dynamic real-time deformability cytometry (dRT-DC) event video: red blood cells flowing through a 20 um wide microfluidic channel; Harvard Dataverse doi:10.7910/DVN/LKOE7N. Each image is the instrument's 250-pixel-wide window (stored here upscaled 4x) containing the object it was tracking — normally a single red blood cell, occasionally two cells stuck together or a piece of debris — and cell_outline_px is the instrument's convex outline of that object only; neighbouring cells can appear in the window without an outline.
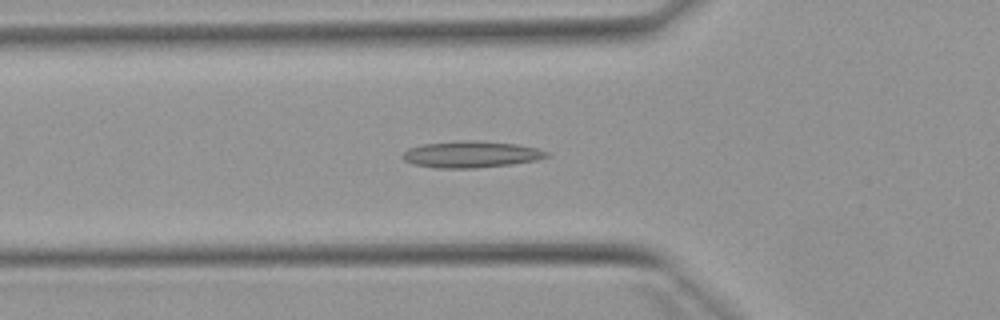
{"species": "Egyptian fruit bat (a non-hibernating species)", "species_latin": "Rousettus aegyptiacus", "temperature_condition": "warm", "stored_images_in_passage": 50, "camera_frame_rate_fps": 3000, "um_per_image_px": 0.085, "animal": {"sex": "female"}, "frame": {"image": 1, "passage_image": 16, "time_ms": 5.0, "image_size_px": [1000, 320], "cell_outline_px": [[548, 156], [536, 160], [512, 164], [476, 168], [436, 168], [416, 164], [404, 160], [400, 156], [408, 148], [424, 144], [464, 140], [476, 140], [516, 144], [536, 148], [548, 152]], "centroid_in_image_um": [40.03, 13.12], "position_along_channel_um": 85.8, "area_um2": 22.14}}
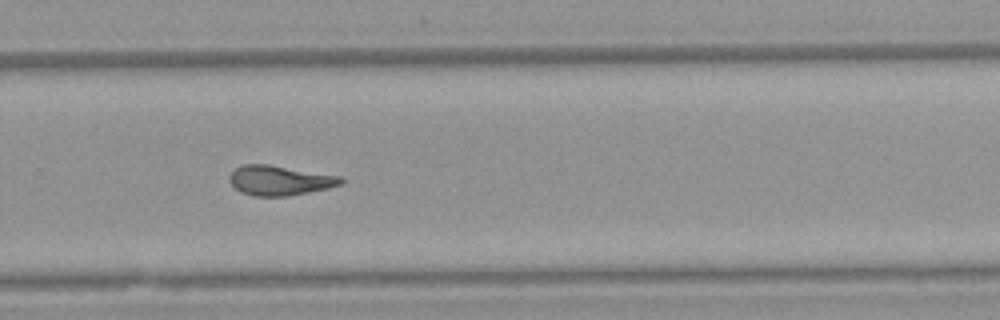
{"frame": {"image": 2, "passage_image": 33, "time_ms": 10.667, "image_size_px": [1000, 320], "cell_outline_px": [[344, 184], [328, 188], [288, 196], [252, 196], [240, 192], [228, 180], [228, 176], [236, 168], [244, 164], [268, 164], [340, 176], [344, 180]], "centroid_in_image_um": [23.77, 15.34], "position_along_channel_um": 306.0, "area_um2": 19.36}}
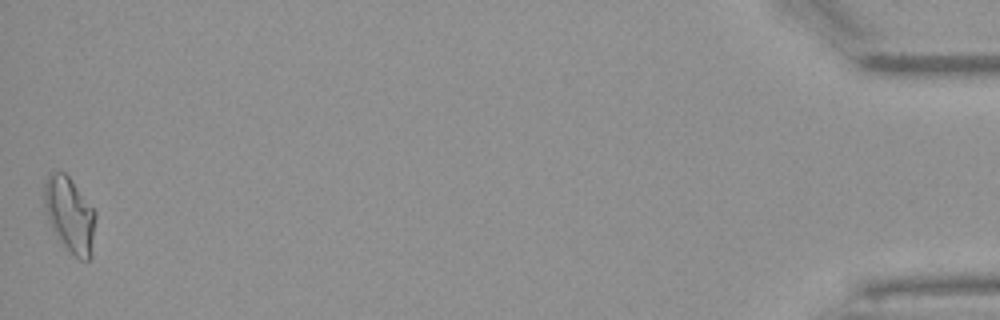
{"frame": {"image": 3, "passage_image": 50, "time_ms": 16.333, "image_size_px": [1000, 320], "cell_outline_px": [[96, 216], [92, 256], [88, 260], [80, 260], [60, 244], [48, 220], [44, 204], [44, 184], [48, 172], [64, 172], [68, 176], [96, 212]], "centroid_in_image_um": [5.93, 18.28], "position_along_channel_um": 429.3, "area_um2": 22.66}, "authors_computed_cell_mechanics": {"area_um2": 19.5653, "velocity_mm_per_s": 3.8944, "shape_relaxation_time_tau1_ms": null, "shape_relaxation_time_tau2_ms": 3.8461, "deformation_change_tau1": null, "deformation_change_tau2": 0.1376}}